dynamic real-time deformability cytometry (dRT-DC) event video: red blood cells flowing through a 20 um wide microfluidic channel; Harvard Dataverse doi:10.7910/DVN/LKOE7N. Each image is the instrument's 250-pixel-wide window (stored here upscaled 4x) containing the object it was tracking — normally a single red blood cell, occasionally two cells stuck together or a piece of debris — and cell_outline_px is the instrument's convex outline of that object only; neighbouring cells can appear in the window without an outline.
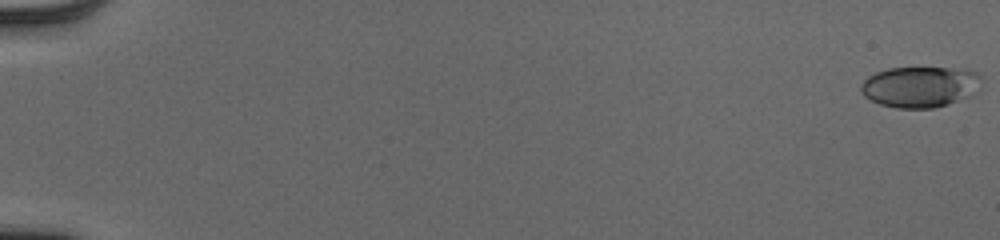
{"species": "human", "species_latin": "Homo sapiens", "temperature_condition": "cold", "stored_images_in_passage": 54, "camera_frame_rate_fps": 3000, "um_per_image_px": 0.085, "donor": {"sex": "male"}, "frame": {"image": 1, "passage_image": 1, "time_ms": 0.0, "image_size_px": [1000, 240], "cell_outline_px": [[980, 92], [972, 96], [948, 104], [932, 108], [896, 108], [880, 104], [864, 96], [860, 92], [860, 84], [868, 76], [876, 72], [888, 68], [968, 68], [976, 72], [980, 76]], "centroid_in_image_um": [78.24, 7.37], "position_along_channel_um": 6.8, "area_um2": 29.19}}
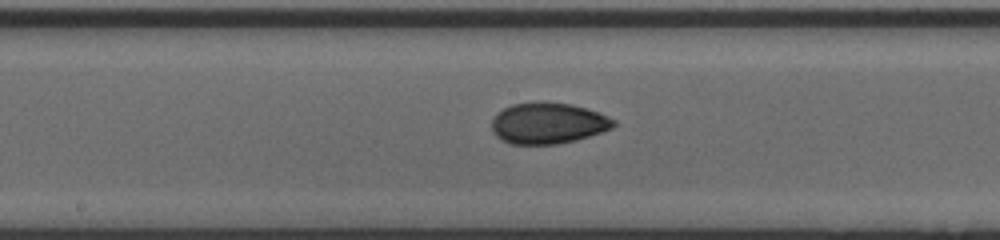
{"frame": {"image": 2, "passage_image": 31, "time_ms": 10.0, "image_size_px": [1000, 240], "cell_outline_px": [[616, 124], [612, 128], [576, 140], [560, 144], [512, 144], [500, 140], [492, 132], [492, 120], [496, 112], [512, 104], [540, 100], [572, 104], [608, 116], [616, 120]], "centroid_in_image_um": [46.54, 10.46], "position_along_channel_um": 201.7, "area_um2": 29.54}}
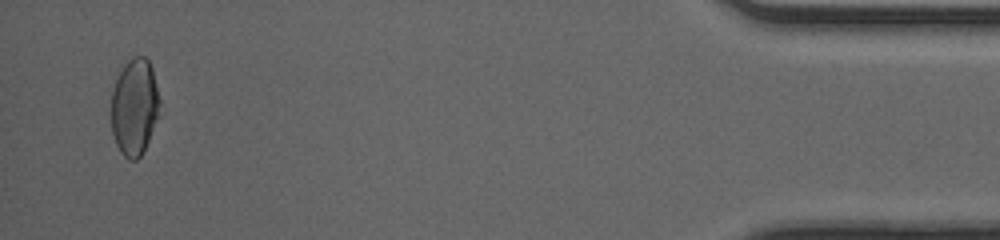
{"frame": {"image": 3, "passage_image": 53, "time_ms": 17.333, "image_size_px": [1000, 240], "cell_outline_px": [[164, 112], [140, 156], [136, 160], [128, 160], [120, 152], [116, 144], [112, 132], [112, 92], [116, 80], [124, 64], [132, 56], [144, 56], [148, 60], [152, 68]], "centroid_in_image_um": [11.49, 9.11], "position_along_channel_um": 423.7, "area_um2": 28.03}, "authors_computed_cell_mechanics": {"area_um2": 28.3798, "velocity_mm_per_s": 3.9903, "shape_relaxation_time_tau1_ms": 5.2857, "shape_relaxation_time_tau2_ms": 1.1762, "deformation_change_tau1": 0.1393, "deformation_change_tau2": 0.0473}}